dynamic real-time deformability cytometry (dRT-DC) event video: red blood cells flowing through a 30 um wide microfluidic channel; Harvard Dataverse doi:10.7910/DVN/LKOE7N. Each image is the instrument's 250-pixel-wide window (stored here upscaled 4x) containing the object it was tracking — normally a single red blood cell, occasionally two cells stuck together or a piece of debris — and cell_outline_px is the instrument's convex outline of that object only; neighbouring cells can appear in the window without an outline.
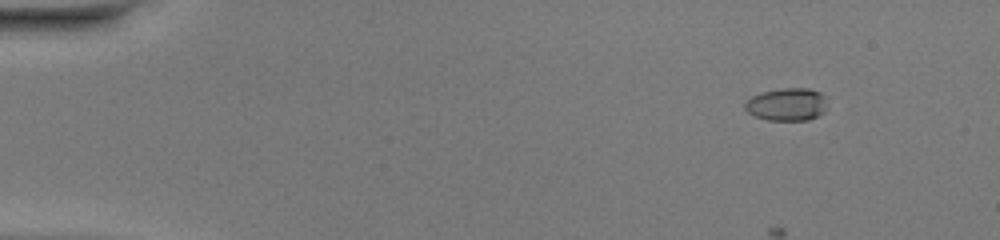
{"species": "common noctule bat (a hibernating species)", "species_latin": "Nyctalus noctula", "temperature_condition": "warm", "stored_images_in_passage": 23, "camera_frame_rate_fps": 3000, "um_per_image_px": 0.085, "animal": {"sex": "female", "body_mass_g": 20.0, "forearm_length_mm": 54.0}, "frame": {"image": 1, "passage_image": 7, "time_ms": 2.0, "image_size_px": [1000, 240], "cell_outline_px": [[824, 112], [820, 116], [808, 120], [768, 120], [756, 116], [748, 112], [744, 108], [744, 104], [752, 96], [760, 92], [780, 88], [808, 88], [820, 92], [824, 96]], "centroid_in_image_um": [66.87, 8.87], "position_along_channel_um": 18.1, "area_um2": 15.66}}